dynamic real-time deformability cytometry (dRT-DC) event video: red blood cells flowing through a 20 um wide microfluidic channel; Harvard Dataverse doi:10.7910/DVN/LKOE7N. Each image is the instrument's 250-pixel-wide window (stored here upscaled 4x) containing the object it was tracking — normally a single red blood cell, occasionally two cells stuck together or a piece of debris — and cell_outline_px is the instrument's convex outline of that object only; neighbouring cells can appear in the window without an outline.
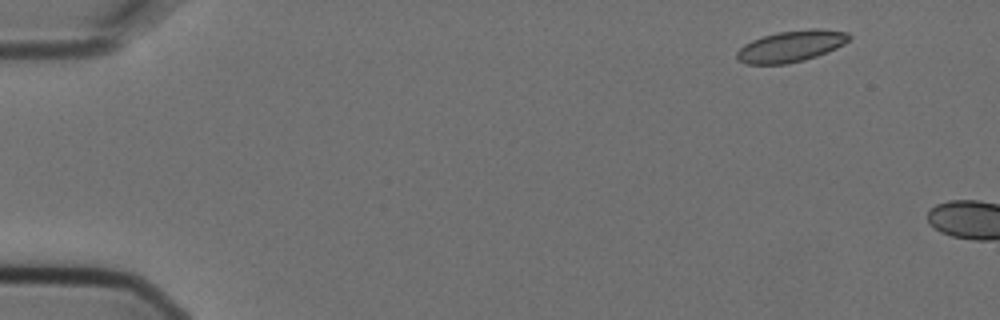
{"species": "Egyptian fruit bat (a non-hibernating species)", "species_latin": "Rousettus aegyptiacus", "temperature_condition": "cold", "stored_images_in_passage": 2, "camera_frame_rate_fps": 3000, "um_per_image_px": 0.085, "animal": {"sex": "female"}, "frame": {"image": 1, "passage_image": 1, "time_ms": 0.0, "image_size_px": [1000, 320], "cell_outline_px": [[852, 40], [836, 48], [816, 56], [804, 60], [788, 64], [748, 64], [740, 60], [736, 56], [736, 52], [744, 44], [752, 40], [764, 36], [780, 32], [812, 28], [820, 28], [848, 32], [852, 36]], "centroid_in_image_um": [67.3, 3.92], "position_along_channel_um": 17.7, "area_um2": 20.52}}